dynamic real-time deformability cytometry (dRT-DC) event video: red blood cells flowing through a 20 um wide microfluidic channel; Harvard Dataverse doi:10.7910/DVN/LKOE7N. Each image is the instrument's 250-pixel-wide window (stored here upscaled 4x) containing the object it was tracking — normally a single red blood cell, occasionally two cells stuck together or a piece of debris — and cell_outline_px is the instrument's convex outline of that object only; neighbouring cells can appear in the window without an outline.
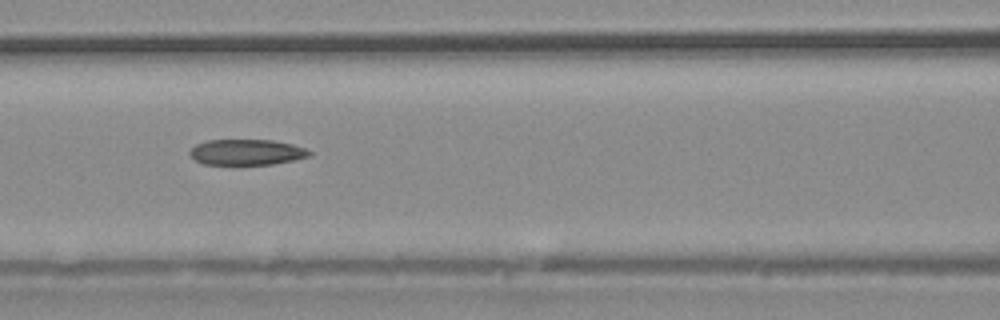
{"species": "common noctule bat (a hibernating species)", "species_latin": "Nyctalus noctula", "temperature_condition": "warm", "stored_images_in_passage": 37, "camera_frame_rate_fps": 3000, "um_per_image_px": 0.085, "animal": {"sex": "male", "body_mass_g": 20.4}, "frame": {"image": 1, "passage_image": 16, "time_ms": 5.0, "image_size_px": [1000, 320], "cell_outline_px": [[312, 156], [272, 164], [204, 164], [196, 160], [188, 152], [196, 144], [208, 140], [272, 140], [292, 144], [304, 148], [312, 152]], "centroid_in_image_um": [20.98, 12.93], "position_along_channel_um": 145.6, "area_um2": 17.74}}